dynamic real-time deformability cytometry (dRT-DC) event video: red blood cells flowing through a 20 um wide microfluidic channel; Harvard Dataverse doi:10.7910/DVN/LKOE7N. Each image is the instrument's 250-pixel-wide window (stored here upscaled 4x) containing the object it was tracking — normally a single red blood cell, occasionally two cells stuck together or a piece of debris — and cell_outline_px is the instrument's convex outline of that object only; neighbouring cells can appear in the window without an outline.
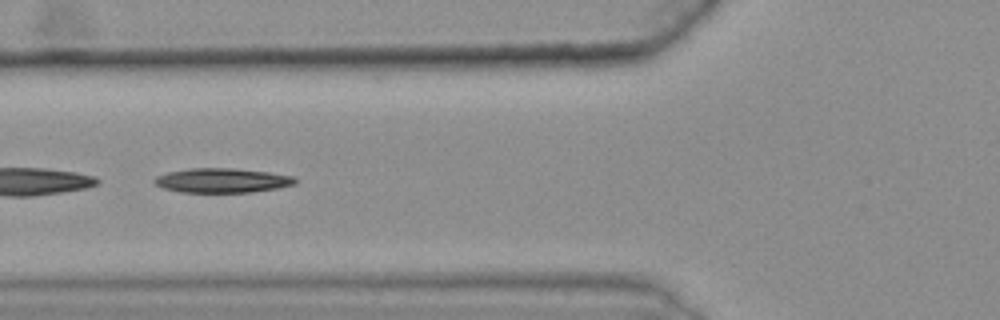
{"species": "common noctule bat (a hibernating species)", "species_latin": "Nyctalus noctula", "temperature_condition": "warm", "stored_images_in_passage": 37, "segment_of_instrument_passage": [2, 2], "camera_frame_rate_fps": 3000, "um_per_image_px": 0.085, "animal": {"sex": "female", "body_mass_g": 25.1}, "frame": {"image": 1, "passage_image": 11, "time_ms": 3.333, "image_size_px": [1000, 320], "cell_outline_px": [[296, 184], [276, 188], [252, 192], [180, 192], [164, 188], [156, 184], [152, 180], [156, 176], [168, 172], [192, 168], [232, 168], [268, 172], [292, 176], [296, 180]], "centroid_in_image_um": [18.86, 15.33], "position_along_channel_um": 106.9, "area_um2": 19.88}}
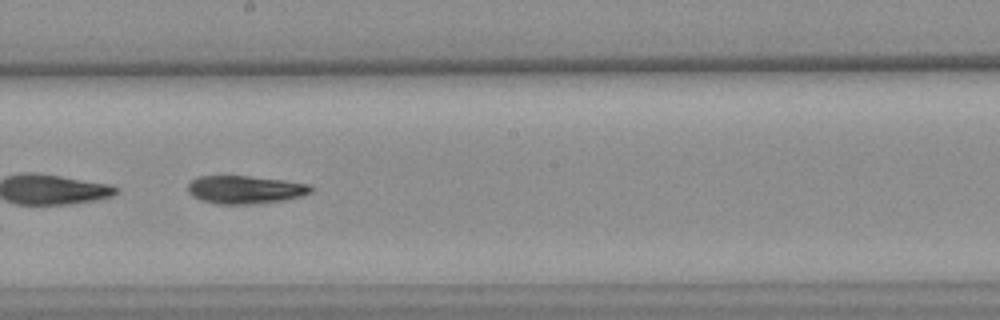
{"frame": {"image": 2, "passage_image": 21, "time_ms": 6.667, "image_size_px": [1000, 320], "cell_outline_px": [[312, 192], [300, 196], [284, 200], [256, 204], [216, 204], [200, 200], [192, 196], [188, 192], [188, 184], [192, 180], [200, 176], [248, 176], [284, 180], [312, 184]], "centroid_in_image_um": [20.84, 16.12], "position_along_channel_um": 227.4, "area_um2": 20.23}}
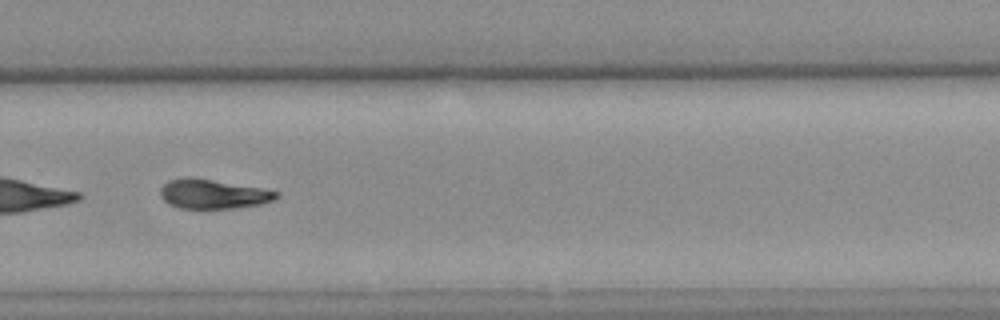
{"frame": {"image": 3, "passage_image": 28, "time_ms": 9.0, "image_size_px": [1000, 320], "cell_outline_px": [[280, 196], [276, 200], [260, 204], [236, 208], [180, 208], [168, 204], [160, 196], [160, 188], [168, 180], [212, 180], [260, 188], [280, 192]], "centroid_in_image_um": [18.17, 16.53], "position_along_channel_um": 311.6, "area_um2": 19.25}}